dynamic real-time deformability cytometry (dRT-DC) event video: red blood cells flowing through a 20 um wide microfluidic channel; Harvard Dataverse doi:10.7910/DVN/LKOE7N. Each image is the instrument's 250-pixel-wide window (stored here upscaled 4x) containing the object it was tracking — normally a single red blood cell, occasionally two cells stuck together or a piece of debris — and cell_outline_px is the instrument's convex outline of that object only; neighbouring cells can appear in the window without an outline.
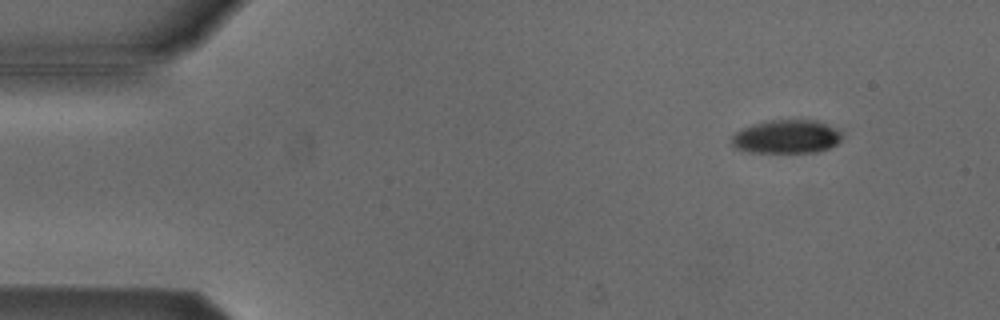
{"species": "Egyptian fruit bat (a non-hibernating species)", "species_latin": "Rousettus aegyptiacus", "temperature_condition": "cold", "stored_images_in_passage": 54, "camera_frame_rate_fps": 3000, "um_per_image_px": 0.085, "animal": {"sex": "male"}, "frame": {"image": 1, "passage_image": 6, "time_ms": 1.667, "image_size_px": [1000, 320], "cell_outline_px": [[844, 136], [836, 144], [828, 148], [816, 152], [748, 152], [736, 148], [732, 144], [732, 136], [736, 132], [752, 124], [768, 120], [816, 120], [836, 128], [844, 132]], "centroid_in_image_um": [66.89, 11.61], "position_along_channel_um": 18.1, "area_um2": 21.62}}
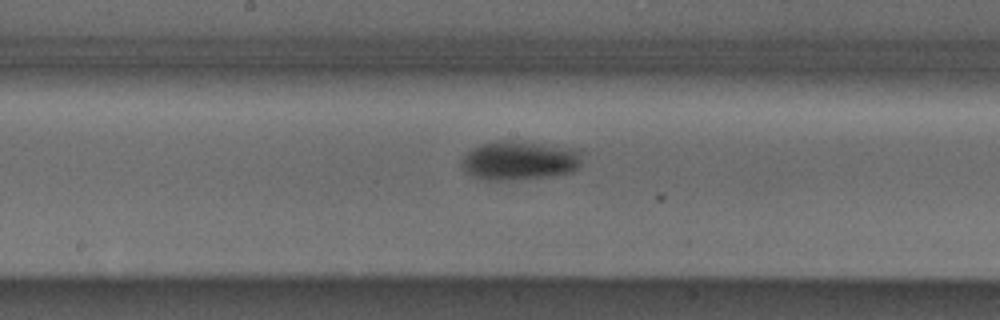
{"frame": {"image": 2, "passage_image": 28, "time_ms": 9.0, "image_size_px": [1000, 320], "cell_outline_px": [[584, 148], [580, 164], [572, 172], [556, 176], [512, 180], [480, 180], [464, 172], [460, 164], [460, 160], [468, 152], [484, 144], [496, 140], [504, 140]], "centroid_in_image_um": [44.2, 13.65], "position_along_channel_um": 204.0, "area_um2": 27.98}}
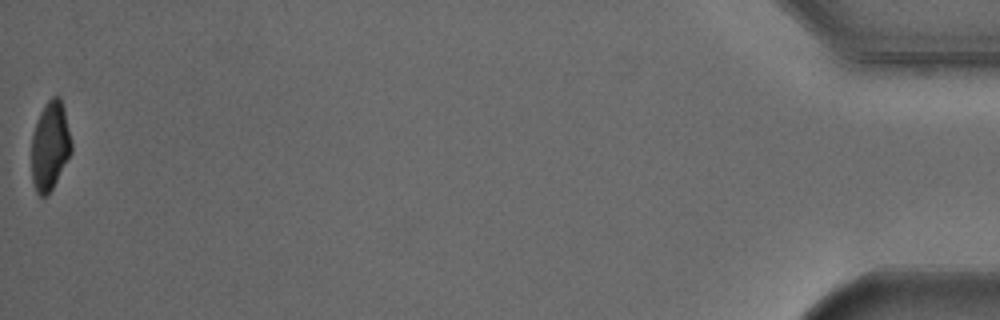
{"frame": {"image": 3, "passage_image": 54, "time_ms": 17.667, "image_size_px": [1000, 320], "cell_outline_px": [[72, 152], [52, 188], [44, 196], [40, 196], [36, 192], [32, 180], [32, 136], [40, 112], [44, 104], [52, 96], [60, 96], [64, 108], [72, 144]], "centroid_in_image_um": [4.26, 12.37], "position_along_channel_um": 430.9, "area_um2": 20.46}, "authors_computed_cell_mechanics": {"area_um2": 24.1893, "velocity_mm_per_s": 3.8221, "shape_relaxation_time_tau1_ms": 3.4918, "shape_relaxation_time_tau2_ms": null, "deformation_change_tau1": 0.1239, "deformation_change_tau2": null}}